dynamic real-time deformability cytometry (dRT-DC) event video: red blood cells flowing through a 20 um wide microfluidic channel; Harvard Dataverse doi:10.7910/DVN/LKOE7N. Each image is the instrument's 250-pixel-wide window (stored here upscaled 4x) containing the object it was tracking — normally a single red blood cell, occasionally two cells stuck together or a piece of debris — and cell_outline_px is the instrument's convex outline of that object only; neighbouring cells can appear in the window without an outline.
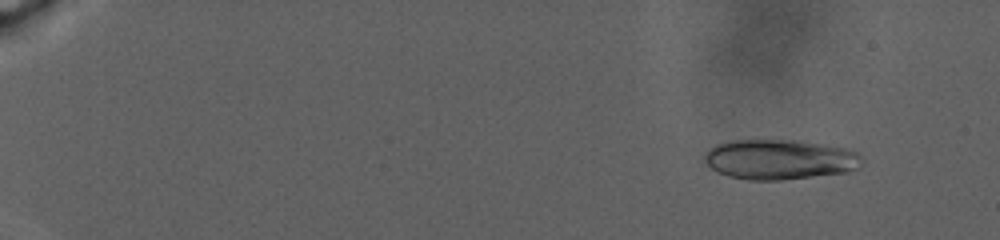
{"species": "human", "species_latin": "Homo sapiens", "temperature_condition": "warm", "stored_images_in_passage": 50, "camera_frame_rate_fps": 3000, "um_per_image_px": 0.085, "donor": {"sex": "male"}, "frame": {"image": 1, "passage_image": 3, "time_ms": 2.333, "image_size_px": [1000, 240], "cell_outline_px": [[864, 160], [860, 168], [848, 172], [784, 180], [748, 180], [728, 176], [712, 168], [704, 160], [704, 152], [716, 144], [728, 140], [800, 140], [848, 148], [856, 152]], "centroid_in_image_um": [66.31, 13.55], "position_along_channel_um": 18.7, "area_um2": 37.17}}
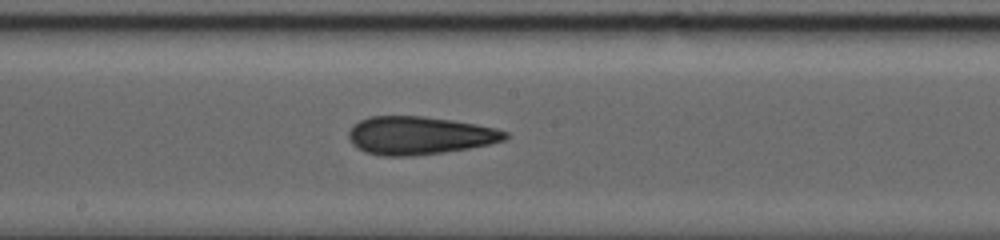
{"frame": {"image": 2, "passage_image": 28, "time_ms": 17.333, "image_size_px": [1000, 240], "cell_outline_px": [[508, 136], [504, 140], [488, 144], [468, 148], [412, 156], [380, 156], [364, 152], [352, 144], [348, 136], [348, 132], [352, 124], [368, 116], [424, 116], [452, 120], [476, 124], [496, 128], [508, 132]], "centroid_in_image_um": [35.6, 11.51], "position_along_channel_um": 212.6, "area_um2": 34.74}}
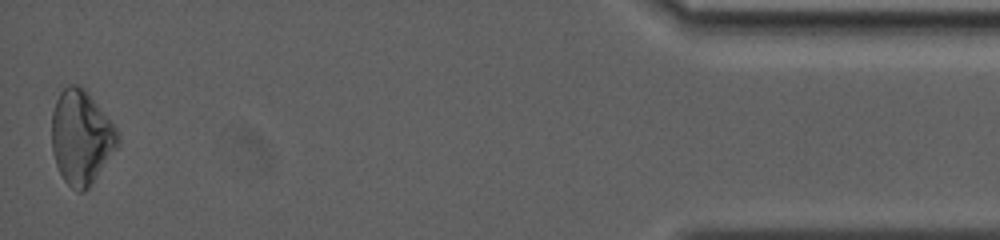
{"frame": {"image": 3, "passage_image": 50, "time_ms": 29.0, "image_size_px": [1000, 240], "cell_outline_px": [[120, 144], [88, 188], [84, 192], [76, 192], [64, 180], [56, 164], [52, 152], [52, 112], [60, 84], [80, 84], [88, 92], [116, 128], [120, 136]], "centroid_in_image_um": [6.88, 11.62], "position_along_channel_um": 428.3, "area_um2": 36.65}, "authors_computed_cell_mechanics": {"area_um2": 34.4488, "velocity_mm_per_s": 2.4363, "shape_relaxation_time_tau1_ms": null, "shape_relaxation_time_tau2_ms": 6.0778, "deformation_change_tau1": null, "deformation_change_tau2": 0.0985}}